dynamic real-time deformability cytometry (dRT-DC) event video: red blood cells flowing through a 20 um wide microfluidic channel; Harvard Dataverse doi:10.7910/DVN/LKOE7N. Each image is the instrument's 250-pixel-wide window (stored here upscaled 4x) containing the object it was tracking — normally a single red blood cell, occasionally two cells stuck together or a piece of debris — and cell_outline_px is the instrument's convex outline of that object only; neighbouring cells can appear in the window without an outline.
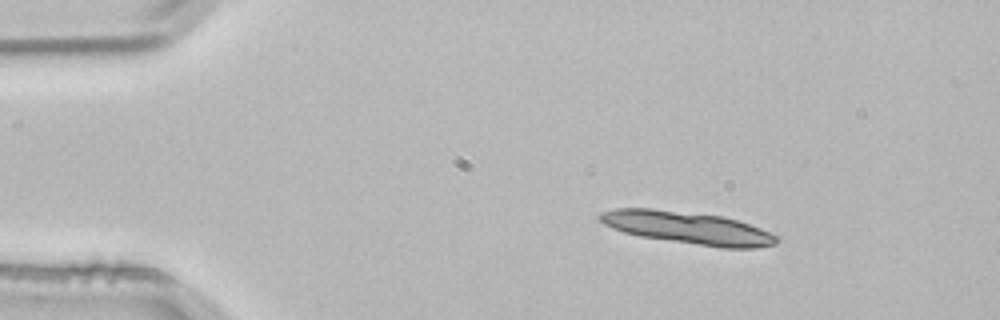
{"species": "common noctule bat (a hibernating species)", "species_latin": "Nyctalus noctula", "temperature_condition": "room temperature", "stored_images_in_passage": 4, "segment_of_instrument_passage": [1, 2], "camera_frame_rate_fps": 3000, "um_per_image_px": 0.085, "animal": {"sex": "male", "body_mass_g": 21.5, "forearm_length_mm": 52.0}, "frame": {"image": 1, "passage_image": 1, "time_ms": 0.0, "image_size_px": [1000, 320], "cell_outline_px": [[780, 240], [776, 244], [752, 248], [720, 248], [640, 236], [624, 232], [604, 224], [596, 216], [600, 212], [616, 208], [652, 208], [724, 216], [760, 228], [780, 236]], "centroid_in_image_um": [58.47, 19.36], "position_along_channel_um": 26.5, "area_um2": 33.47}}